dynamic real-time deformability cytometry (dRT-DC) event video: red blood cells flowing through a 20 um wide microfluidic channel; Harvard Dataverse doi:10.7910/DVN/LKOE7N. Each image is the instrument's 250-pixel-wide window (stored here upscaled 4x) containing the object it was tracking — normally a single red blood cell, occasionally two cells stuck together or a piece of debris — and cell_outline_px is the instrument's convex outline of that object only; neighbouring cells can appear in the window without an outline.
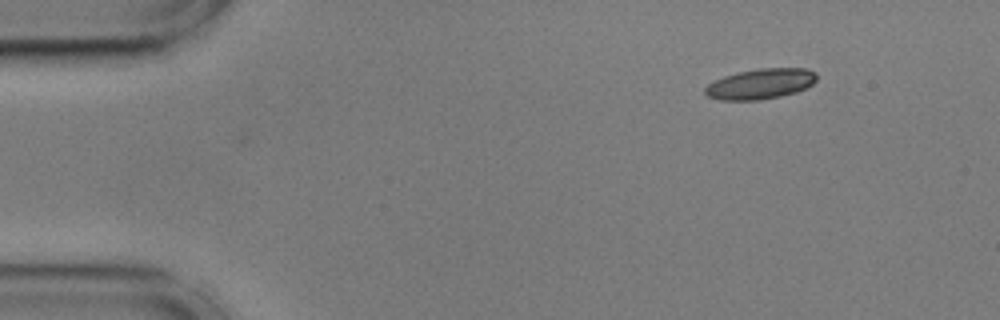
{"species": "common noctule bat (a hibernating species)", "species_latin": "Nyctalus noctula", "temperature_condition": "cold", "stored_images_in_passage": 4, "camera_frame_rate_fps": 3000, "um_per_image_px": 0.085, "animal": {"sex": "male", "body_mass_g": 17.9, "forearm_length_mm": 54.2}, "frame": {"image": 1, "passage_image": 4, "time_ms": 1.0, "image_size_px": [1000, 320], "cell_outline_px": [[816, 80], [812, 84], [796, 92], [780, 96], [760, 100], [720, 100], [708, 96], [704, 92], [704, 88], [708, 84], [724, 76], [736, 72], [760, 68], [808, 68], [816, 72]], "centroid_in_image_um": [64.64, 7.12], "position_along_channel_um": 20.4, "area_um2": 19.77}}